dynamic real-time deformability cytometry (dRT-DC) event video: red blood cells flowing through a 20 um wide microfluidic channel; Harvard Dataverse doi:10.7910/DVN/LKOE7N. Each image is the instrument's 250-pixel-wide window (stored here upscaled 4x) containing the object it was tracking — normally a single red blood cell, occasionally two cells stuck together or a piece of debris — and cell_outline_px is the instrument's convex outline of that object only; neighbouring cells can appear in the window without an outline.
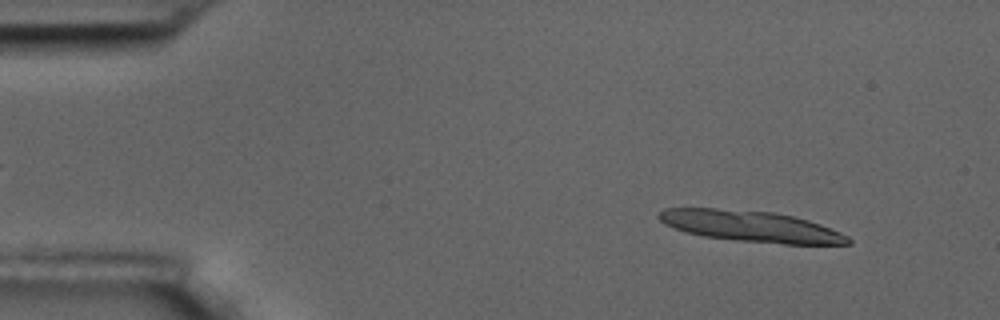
{"species": "common noctule bat (a hibernating species)", "species_latin": "Nyctalus noctula", "temperature_condition": "room temperature", "stored_images_in_passage": 14, "camera_frame_rate_fps": 3000, "um_per_image_px": 0.085, "animal": {"sex": "male", "body_mass_g": 17.5, "forearm_length_mm": 52.3}, "frame": {"image": 1, "passage_image": 5, "time_ms": 1.333, "image_size_px": [1000, 320], "cell_outline_px": [[852, 244], [784, 244], [736, 240], [704, 236], [688, 232], [664, 224], [656, 216], [664, 208], [716, 208], [772, 212], [792, 216], [808, 220], [820, 224], [840, 232], [848, 236], [852, 240]], "centroid_in_image_um": [63.84, 19.23], "position_along_channel_um": 21.2, "area_um2": 34.04}}